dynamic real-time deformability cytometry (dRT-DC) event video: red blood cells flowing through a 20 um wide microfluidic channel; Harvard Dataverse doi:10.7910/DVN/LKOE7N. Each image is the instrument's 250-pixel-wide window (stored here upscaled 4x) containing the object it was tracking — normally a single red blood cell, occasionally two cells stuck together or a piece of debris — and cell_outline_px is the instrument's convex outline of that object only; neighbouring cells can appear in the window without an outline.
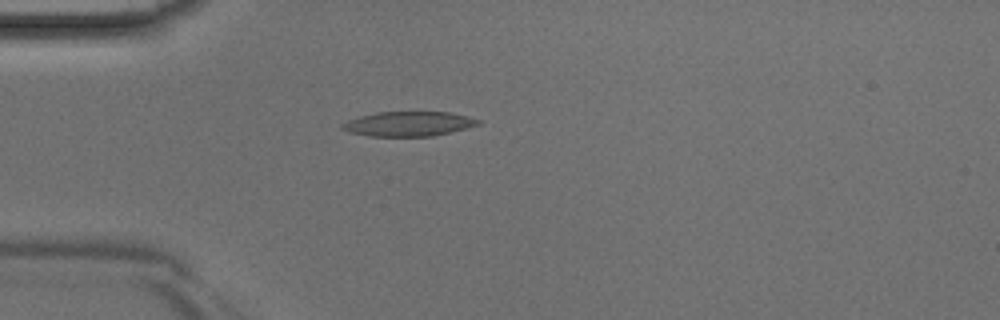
{"species": "Egyptian fruit bat (a non-hibernating species)", "species_latin": "Rousettus aegyptiacus", "temperature_condition": "room temperature", "stored_images_in_passage": 34, "camera_frame_rate_fps": 3000, "um_per_image_px": 0.085, "animal": {"sex": "male"}, "frame": {"image": 1, "passage_image": 2, "time_ms": 0.333, "image_size_px": [1000, 320], "cell_outline_px": [[480, 124], [432, 136], [368, 136], [348, 132], [340, 128], [340, 124], [348, 120], [360, 116], [376, 112], [448, 112], [468, 116], [480, 120]], "centroid_in_image_um": [34.66, 10.52], "position_along_channel_um": 50.3, "area_um2": 19.42}}
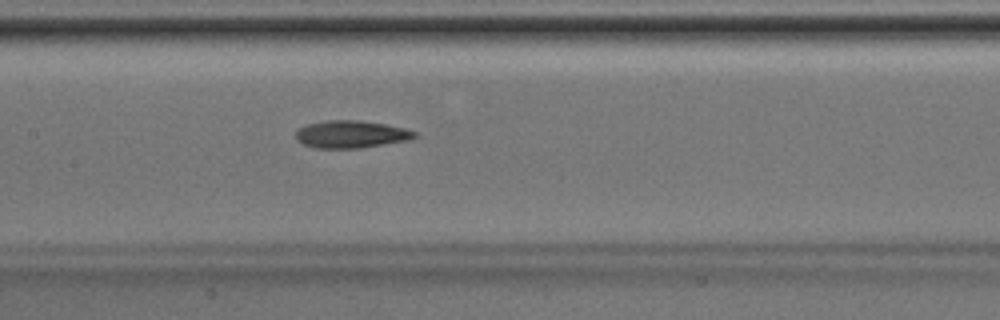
{"frame": {"image": 2, "passage_image": 11, "time_ms": 3.333, "image_size_px": [1000, 320], "cell_outline_px": [[420, 136], [408, 140], [360, 148], [312, 148], [296, 140], [296, 132], [300, 128], [308, 124], [328, 120], [360, 120], [384, 124], [404, 128], [416, 132]], "centroid_in_image_um": [29.85, 11.42], "position_along_channel_um": 177.5, "area_um2": 18.96}}
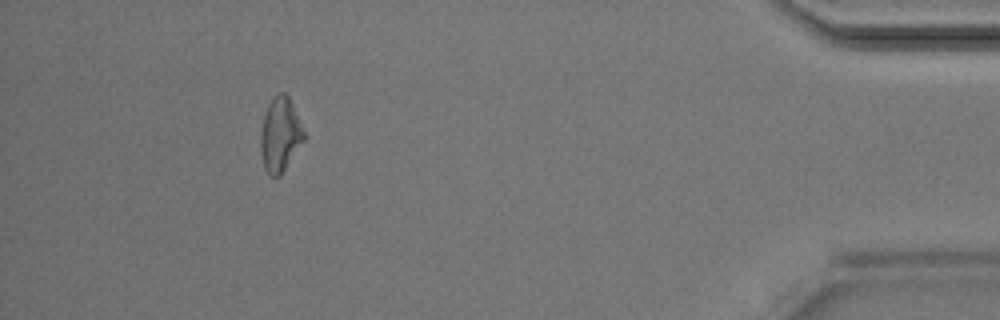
{"frame": {"image": 3, "passage_image": 30, "time_ms": 9.667, "image_size_px": [1000, 320], "cell_outline_px": [[308, 136], [280, 176], [272, 176], [264, 168], [260, 148], [260, 136], [264, 116], [268, 104], [280, 92], [284, 92], [288, 96]], "centroid_in_image_um": [23.85, 11.46], "position_along_channel_um": 411.4, "area_um2": 18.79}}